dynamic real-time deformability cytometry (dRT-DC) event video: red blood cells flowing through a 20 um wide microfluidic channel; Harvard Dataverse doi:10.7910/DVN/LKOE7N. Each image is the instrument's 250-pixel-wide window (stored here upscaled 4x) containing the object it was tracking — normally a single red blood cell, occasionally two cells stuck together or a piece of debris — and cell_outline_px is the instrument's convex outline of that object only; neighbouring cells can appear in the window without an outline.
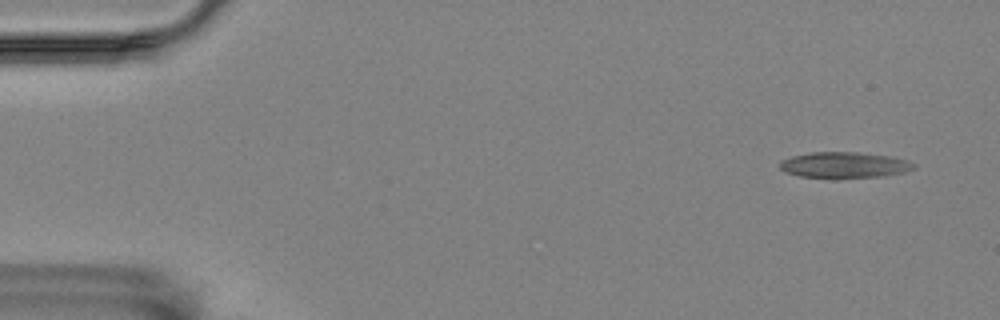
{"species": "Egyptian fruit bat (a non-hibernating species)", "species_latin": "Rousettus aegyptiacus", "temperature_condition": "room temperature", "stored_images_in_passage": 55, "camera_frame_rate_fps": 3000, "um_per_image_px": 0.085, "animal": {"sex": "female"}, "frame": {"image": 1, "passage_image": 1, "time_ms": 0.0, "image_size_px": [1000, 320], "cell_outline_px": [[916, 168], [904, 172], [884, 176], [836, 180], [800, 176], [784, 172], [780, 168], [780, 160], [792, 156], [812, 152], [860, 152], [892, 156], [908, 160], [916, 164]], "centroid_in_image_um": [71.78, 14.05], "position_along_channel_um": 13.2, "area_um2": 21.04}}
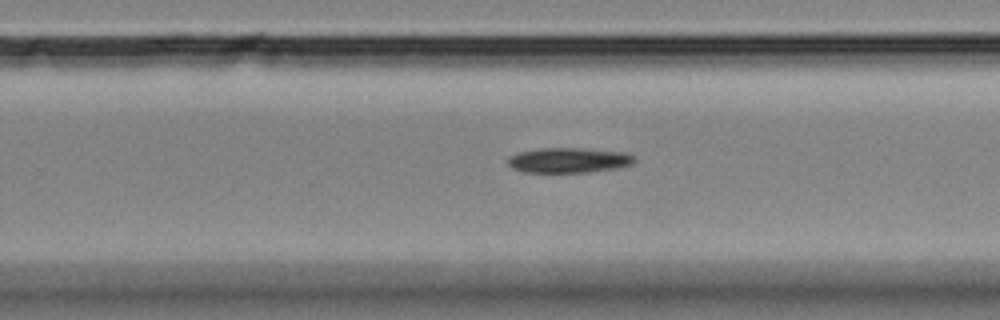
{"frame": {"image": 2, "passage_image": 34, "time_ms": 11.0, "image_size_px": [1000, 320], "cell_outline_px": [[636, 160], [632, 164], [616, 168], [588, 172], [524, 172], [512, 168], [508, 164], [508, 156], [516, 152], [540, 148], [576, 148], [624, 152], [632, 156]], "centroid_in_image_um": [48.28, 13.62], "position_along_channel_um": 281.5, "area_um2": 18.44}}
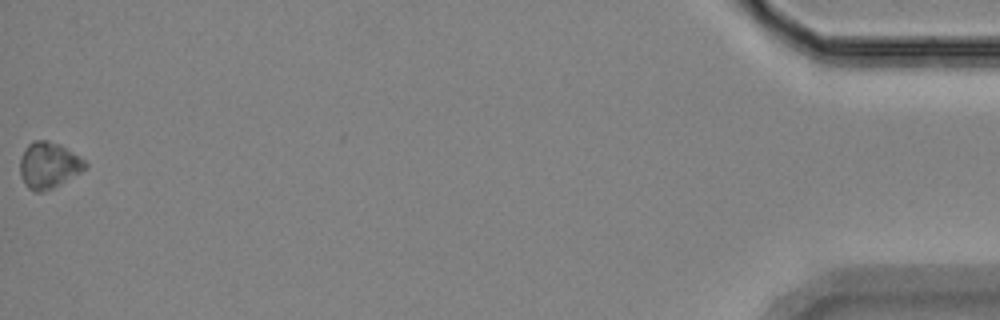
{"frame": {"image": 3, "passage_image": 55, "time_ms": 18.0, "image_size_px": [1000, 320], "cell_outline_px": [[88, 164], [80, 172], [60, 184], [44, 192], [36, 192], [28, 188], [24, 184], [20, 176], [20, 156], [24, 148], [32, 140], [48, 140], [60, 144], [84, 160]], "centroid_in_image_um": [4.08, 14.04], "position_along_channel_um": 431.1, "area_um2": 17.57}, "authors_computed_cell_mechanics": {"area_um2": 18.5538, "velocity_mm_per_s": 3.4552, "shape_relaxation_time_tau1_ms": 5.2281, "shape_relaxation_time_tau2_ms": null, "deformation_change_tau1": 0.1059, "deformation_change_tau2": null}}